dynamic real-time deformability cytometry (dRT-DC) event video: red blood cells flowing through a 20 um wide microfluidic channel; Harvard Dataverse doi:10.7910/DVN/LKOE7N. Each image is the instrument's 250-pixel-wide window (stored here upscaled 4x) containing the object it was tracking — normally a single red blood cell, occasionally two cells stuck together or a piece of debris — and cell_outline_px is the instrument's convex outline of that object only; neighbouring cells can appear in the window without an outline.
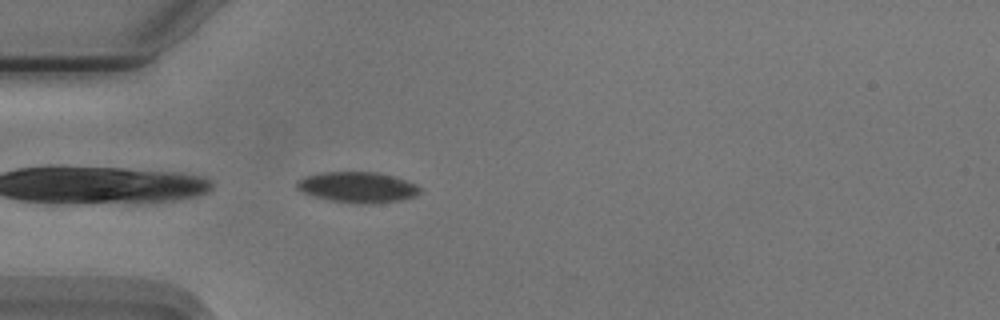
{"species": "Egyptian fruit bat (a non-hibernating species)", "species_latin": "Rousettus aegyptiacus", "temperature_condition": "cold", "stored_images_in_passage": 25, "camera_frame_rate_fps": 3000, "um_per_image_px": 0.085, "animal": {"sex": "male"}, "frame": {"image": 1, "passage_image": 1, "time_ms": 0.0, "image_size_px": [1000, 320], "cell_outline_px": [[420, 192], [416, 196], [400, 200], [372, 204], [356, 204], [328, 200], [304, 192], [296, 188], [296, 180], [320, 172], [376, 172], [404, 180], [416, 184], [420, 188]], "centroid_in_image_um": [30.39, 15.92], "position_along_channel_um": 54.6, "area_um2": 21.91}}
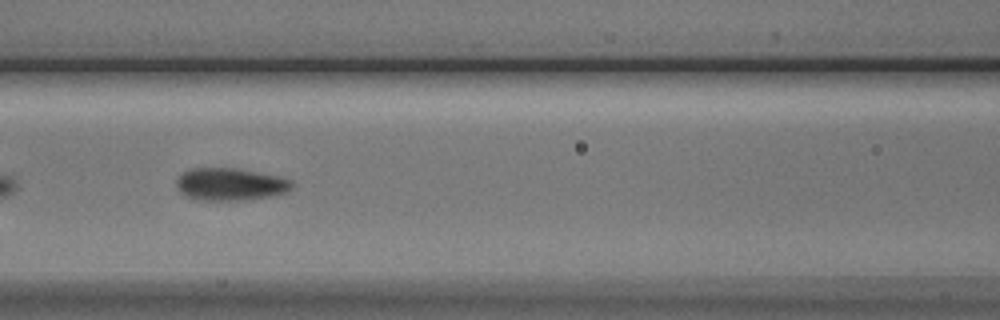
{"frame": {"image": 2, "passage_image": 9, "time_ms": 2.667, "image_size_px": [1000, 320], "cell_outline_px": [[292, 188], [288, 192], [268, 196], [244, 200], [196, 200], [184, 196], [180, 192], [176, 184], [176, 180], [184, 172], [192, 168], [236, 168], [280, 176], [292, 180]], "centroid_in_image_um": [19.57, 15.66], "position_along_channel_um": 147.0, "area_um2": 21.91}}
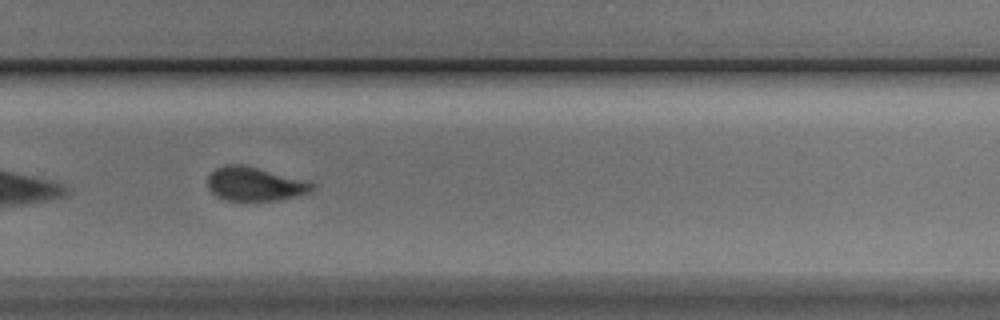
{"frame": {"image": 3, "passage_image": 22, "time_ms": 7.0, "image_size_px": [1000, 320], "cell_outline_px": [[316, 188], [308, 192], [296, 196], [280, 200], [224, 200], [216, 196], [208, 188], [208, 176], [216, 168], [224, 164], [244, 164], [316, 184]], "centroid_in_image_um": [21.62, 15.64], "position_along_channel_um": 308.2, "area_um2": 20.4}}